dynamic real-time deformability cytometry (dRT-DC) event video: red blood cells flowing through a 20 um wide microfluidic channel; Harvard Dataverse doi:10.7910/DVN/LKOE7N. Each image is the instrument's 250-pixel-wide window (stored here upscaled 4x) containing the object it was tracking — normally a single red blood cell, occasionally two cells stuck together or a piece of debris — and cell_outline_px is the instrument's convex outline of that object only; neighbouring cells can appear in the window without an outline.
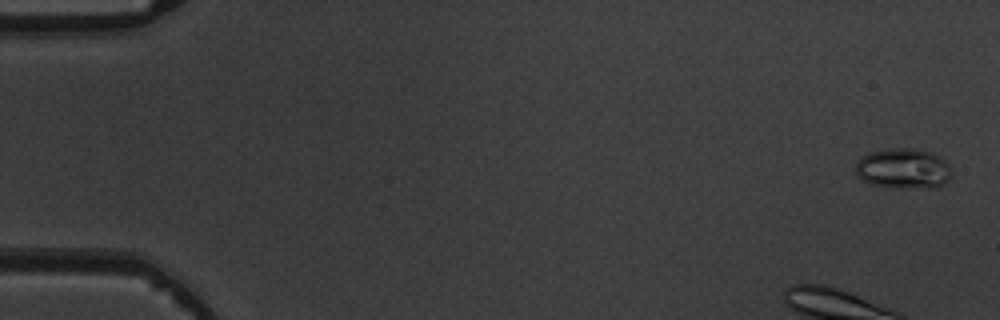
{"species": "common noctule bat (a hibernating species)", "species_latin": "Nyctalus noctula", "temperature_condition": "warm", "stored_images_in_passage": 5, "camera_frame_rate_fps": 3000, "um_per_image_px": 0.085, "animal": {"sex": "male", "body_mass_g": 19.5, "forearm_length_mm": 54.6}, "frame": {"image": 1, "passage_image": 5, "time_ms": 4.667, "image_size_px": [1000, 320], "cell_outline_px": [[948, 180], [944, 184], [936, 188], [892, 188], [868, 184], [856, 176], [856, 164], [860, 156], [868, 152], [888, 148], [912, 148], [932, 152], [940, 156], [948, 164]], "centroid_in_image_um": [76.72, 14.33], "position_along_channel_um": 8.3, "area_um2": 22.95}}